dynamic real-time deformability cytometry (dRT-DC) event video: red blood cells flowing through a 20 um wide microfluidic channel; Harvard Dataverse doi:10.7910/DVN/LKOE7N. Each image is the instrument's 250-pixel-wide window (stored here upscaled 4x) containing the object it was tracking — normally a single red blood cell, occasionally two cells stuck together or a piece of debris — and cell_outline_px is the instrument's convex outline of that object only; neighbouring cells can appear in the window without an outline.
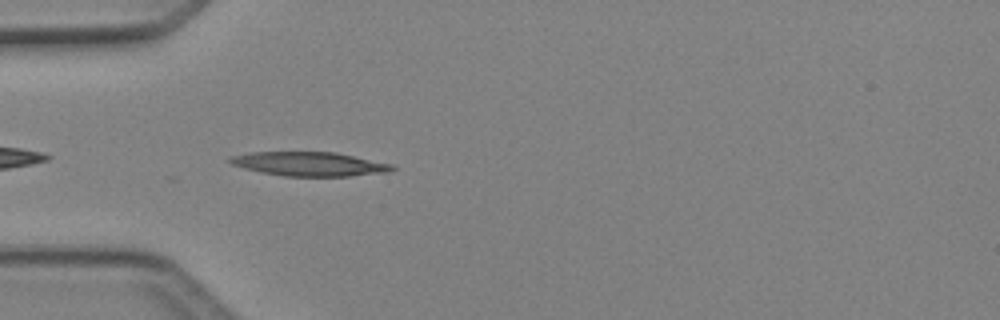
{"species": "Egyptian fruit bat (a non-hibernating species)", "species_latin": "Rousettus aegyptiacus", "temperature_condition": "cold", "stored_images_in_passage": 5, "camera_frame_rate_fps": 3000, "um_per_image_px": 0.085, "animal": {"sex": "female"}, "frame": {"image": 1, "passage_image": 2, "time_ms": 0.333, "image_size_px": [1000, 320], "cell_outline_px": [[396, 168], [388, 172], [348, 176], [284, 176], [260, 172], [244, 168], [232, 164], [228, 160], [232, 156], [252, 152], [336, 152], [392, 164]], "centroid_in_image_um": [26.31, 13.94], "position_along_channel_um": 58.7, "area_um2": 22.6}}